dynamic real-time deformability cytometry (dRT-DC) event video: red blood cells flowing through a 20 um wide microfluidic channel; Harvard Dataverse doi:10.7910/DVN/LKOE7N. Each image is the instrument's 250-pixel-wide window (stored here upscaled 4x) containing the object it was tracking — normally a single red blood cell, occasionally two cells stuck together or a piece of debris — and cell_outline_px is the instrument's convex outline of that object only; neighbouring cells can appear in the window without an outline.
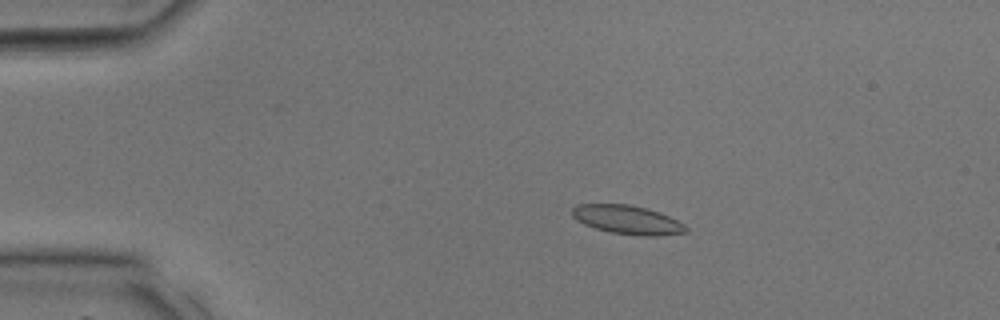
{"species": "common noctule bat (a hibernating species)", "species_latin": "Nyctalus noctula", "temperature_condition": "room temperature", "stored_images_in_passage": 37, "camera_frame_rate_fps": 3000, "um_per_image_px": 0.085, "animal": {"sex": "male", "body_mass_g": 17.9, "forearm_length_mm": 54.2}, "frame": {"image": 1, "passage_image": 8, "time_ms": 2.333, "image_size_px": [1000, 320], "cell_outline_px": [[688, 232], [656, 236], [640, 236], [612, 232], [596, 228], [584, 224], [576, 220], [572, 216], [572, 208], [576, 204], [628, 204], [648, 208], [660, 212], [684, 224], [688, 228]], "centroid_in_image_um": [53.33, 18.67], "position_along_channel_um": 31.7, "area_um2": 19.13}}
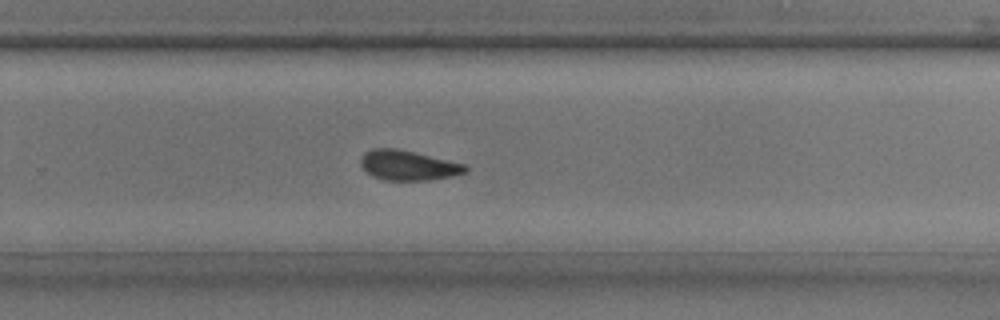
{"frame": {"image": 2, "passage_image": 25, "time_ms": 8.0, "image_size_px": [1000, 320], "cell_outline_px": [[468, 172], [452, 176], [432, 180], [384, 180], [372, 176], [360, 164], [360, 156], [364, 152], [372, 148], [396, 148], [464, 164], [468, 168]], "centroid_in_image_um": [34.67, 14.06], "position_along_channel_um": 295.1, "area_um2": 18.21}}
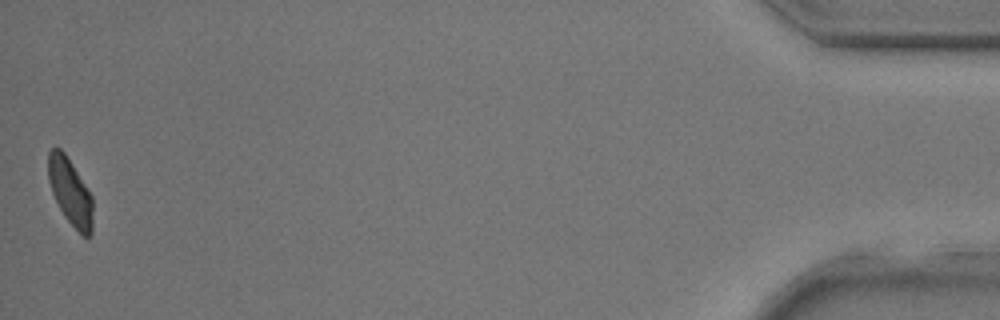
{"frame": {"image": 3, "passage_image": 37, "time_ms": 12.0, "image_size_px": [1000, 320], "cell_outline_px": [[92, 232], [88, 236], [84, 236], [64, 216], [52, 192], [48, 180], [48, 152], [52, 148], [60, 148], [64, 152], [92, 196]], "centroid_in_image_um": [5.96, 16.28], "position_along_channel_um": 429.2, "area_um2": 16.88}}